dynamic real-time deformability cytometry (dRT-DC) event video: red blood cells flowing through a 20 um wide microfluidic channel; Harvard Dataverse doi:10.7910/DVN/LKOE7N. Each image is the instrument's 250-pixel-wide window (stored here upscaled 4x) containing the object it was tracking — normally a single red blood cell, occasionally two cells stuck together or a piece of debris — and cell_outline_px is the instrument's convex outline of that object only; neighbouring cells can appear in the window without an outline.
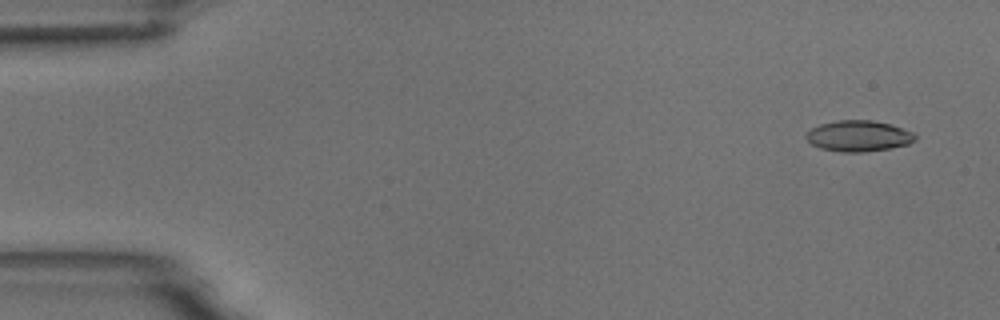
{"species": "common noctule bat (a hibernating species)", "species_latin": "Nyctalus noctula", "temperature_condition": "room temperature", "stored_images_in_passage": 4, "camera_frame_rate_fps": 3000, "um_per_image_px": 0.085, "animal": {"sex": "male", "body_mass_g": 18.8}, "frame": {"image": 1, "passage_image": 1, "time_ms": 0.0, "image_size_px": [1000, 320], "cell_outline_px": [[916, 140], [908, 144], [892, 148], [860, 152], [844, 152], [820, 148], [812, 144], [804, 136], [812, 128], [820, 124], [836, 120], [872, 120], [888, 124], [916, 132]], "centroid_in_image_um": [73.0, 11.55], "position_along_channel_um": 12.0, "area_um2": 19.65}}
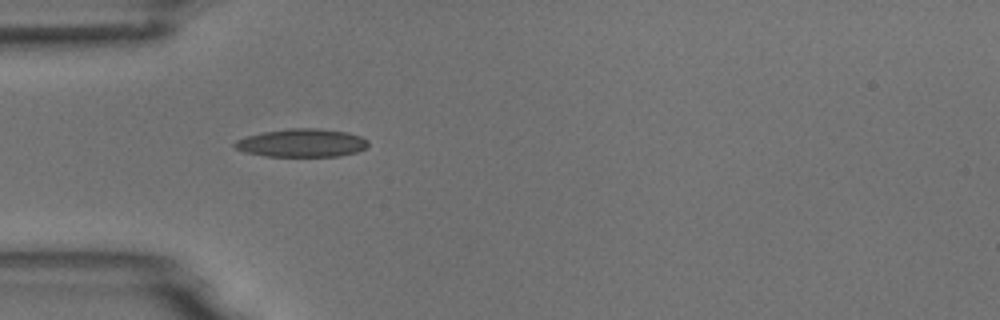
{"frame": {"image": 2, "passage_image": 4, "time_ms": 4.333, "image_size_px": [1000, 320], "cell_outline_px": [[368, 144], [364, 148], [356, 152], [340, 156], [264, 156], [244, 152], [236, 148], [232, 144], [236, 140], [248, 136], [264, 132], [288, 128], [316, 128], [348, 132], [360, 136], [368, 140]], "centroid_in_image_um": [25.65, 12.15], "position_along_channel_um": 59.4, "area_um2": 21.85}}